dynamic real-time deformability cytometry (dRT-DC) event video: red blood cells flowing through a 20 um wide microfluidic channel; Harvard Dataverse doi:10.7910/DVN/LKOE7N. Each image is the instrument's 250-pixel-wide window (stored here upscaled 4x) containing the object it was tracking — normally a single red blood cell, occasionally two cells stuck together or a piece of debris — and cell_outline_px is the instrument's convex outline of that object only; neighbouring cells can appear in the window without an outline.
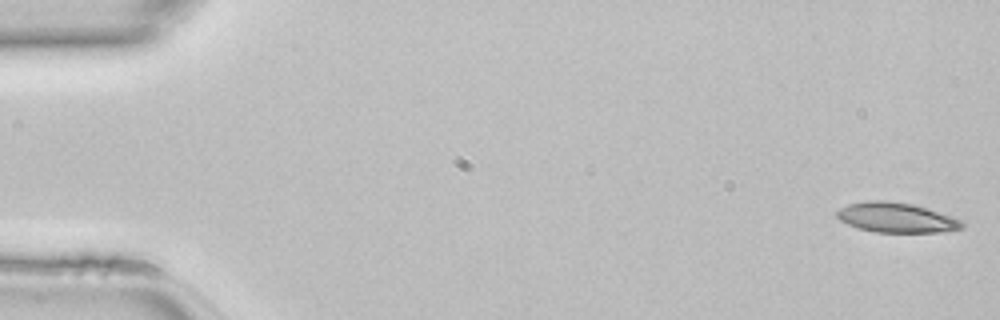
{"species": "common noctule bat (a hibernating species)", "species_latin": "Nyctalus noctula", "temperature_condition": "room temperature", "stored_images_in_passage": 8, "camera_frame_rate_fps": 3000, "um_per_image_px": 0.085, "animal": {"sex": "female", "body_mass_g": 22.7, "forearm_length_mm": 54.2}, "frame": {"image": 1, "passage_image": 1, "time_ms": 0.0, "image_size_px": [1000, 320], "cell_outline_px": [[964, 228], [944, 232], [876, 232], [860, 228], [848, 224], [840, 220], [836, 216], [836, 212], [840, 208], [848, 204], [868, 200], [888, 200], [912, 204], [928, 208], [952, 216], [960, 220], [964, 224]], "centroid_in_image_um": [76.21, 18.49], "position_along_channel_um": 8.8, "area_um2": 21.85}}